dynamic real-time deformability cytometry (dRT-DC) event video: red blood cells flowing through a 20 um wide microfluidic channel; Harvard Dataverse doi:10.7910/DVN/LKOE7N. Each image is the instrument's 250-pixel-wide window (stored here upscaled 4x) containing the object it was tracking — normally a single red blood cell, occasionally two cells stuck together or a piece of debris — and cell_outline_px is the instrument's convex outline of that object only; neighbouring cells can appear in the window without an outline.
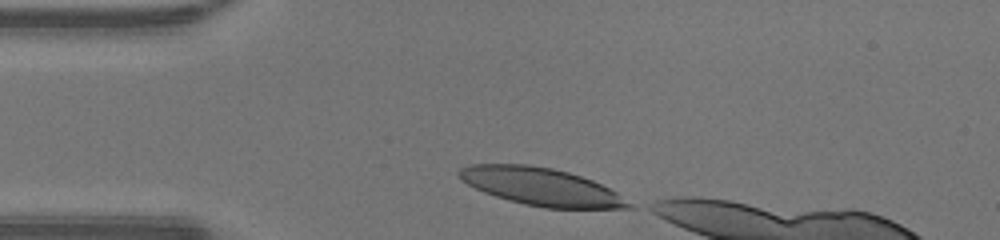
{"species": "human", "species_latin": "Homo sapiens", "temperature_condition": "warm", "stored_images_in_passage": 8, "camera_frame_rate_fps": 3000, "um_per_image_px": 0.085, "donor": {"sex": "male"}, "frame": {"image": 1, "passage_image": 1, "time_ms": 0.0, "image_size_px": [1000, 240], "cell_outline_px": [[636, 208], [544, 208], [524, 204], [508, 200], [484, 192], [460, 180], [456, 176], [456, 172], [460, 168], [468, 164], [528, 164], [552, 168], [568, 172], [592, 180], [616, 192], [632, 204]], "centroid_in_image_um": [45.94, 15.86], "position_along_channel_um": 39.1, "area_um2": 37.11}}
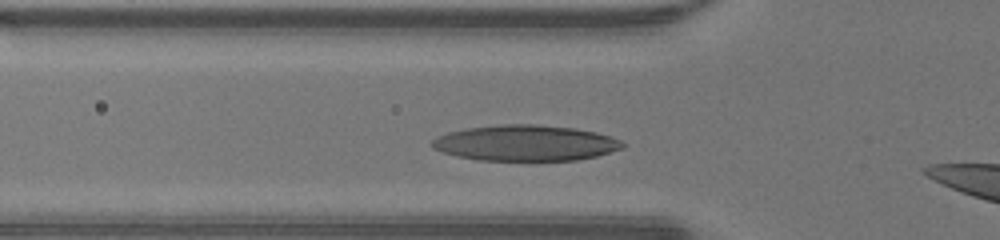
{"frame": {"image": 2, "passage_image": 6, "time_ms": 1.667, "image_size_px": [1000, 240], "cell_outline_px": [[628, 144], [624, 148], [596, 156], [576, 160], [480, 160], [456, 156], [432, 148], [432, 140], [436, 136], [448, 132], [468, 128], [504, 124], [536, 124], [572, 128], [596, 132], [620, 140]], "centroid_in_image_um": [44.67, 12.15], "position_along_channel_um": 81.1, "area_um2": 39.59}}